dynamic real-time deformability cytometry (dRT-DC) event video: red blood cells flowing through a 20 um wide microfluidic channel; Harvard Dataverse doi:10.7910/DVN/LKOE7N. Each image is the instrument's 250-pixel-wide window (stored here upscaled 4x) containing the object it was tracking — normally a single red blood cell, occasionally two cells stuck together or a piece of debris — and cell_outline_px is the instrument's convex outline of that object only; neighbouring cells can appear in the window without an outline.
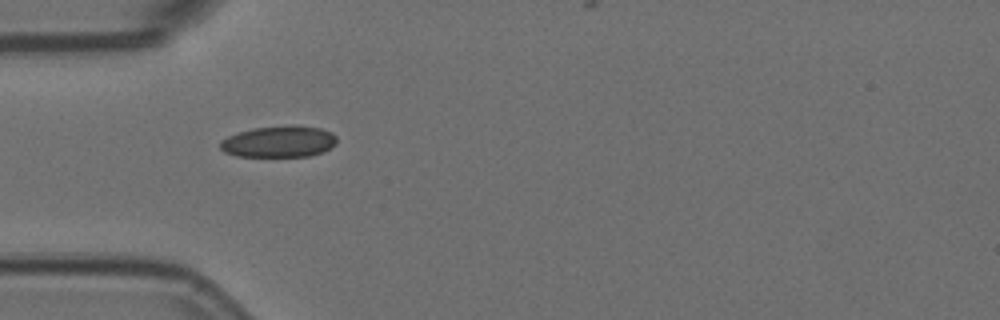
{"species": "Egyptian fruit bat (a non-hibernating species)", "species_latin": "Rousettus aegyptiacus", "temperature_condition": "room temperature", "stored_images_in_passage": 5, "camera_frame_rate_fps": 3000, "um_per_image_px": 0.085, "animal": {"sex": "female"}, "frame": {"image": 1, "passage_image": 4, "time_ms": 1.0, "image_size_px": [1000, 320], "cell_outline_px": [[336, 144], [332, 148], [324, 152], [308, 156], [236, 156], [224, 152], [220, 148], [220, 140], [236, 132], [252, 128], [288, 124], [292, 124], [320, 128], [332, 132], [336, 136]], "centroid_in_image_um": [23.72, 12.02], "position_along_channel_um": 61.3, "area_um2": 21.79}}
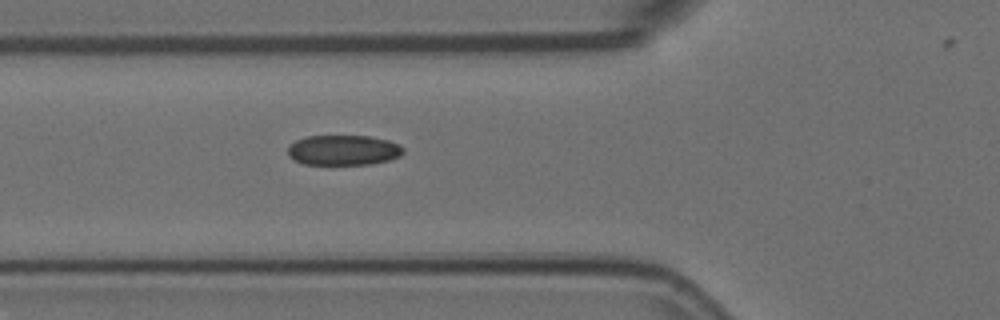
{"frame": {"image": 2, "passage_image": 5, "time_ms": 1.333, "image_size_px": [1000, 320], "cell_outline_px": [[404, 152], [400, 156], [388, 160], [368, 164], [304, 164], [292, 160], [288, 156], [288, 148], [296, 140], [308, 136], [368, 136], [388, 140], [400, 144], [404, 148]], "centroid_in_image_um": [29.19, 12.76], "position_along_channel_um": 96.6, "area_um2": 20.29}}